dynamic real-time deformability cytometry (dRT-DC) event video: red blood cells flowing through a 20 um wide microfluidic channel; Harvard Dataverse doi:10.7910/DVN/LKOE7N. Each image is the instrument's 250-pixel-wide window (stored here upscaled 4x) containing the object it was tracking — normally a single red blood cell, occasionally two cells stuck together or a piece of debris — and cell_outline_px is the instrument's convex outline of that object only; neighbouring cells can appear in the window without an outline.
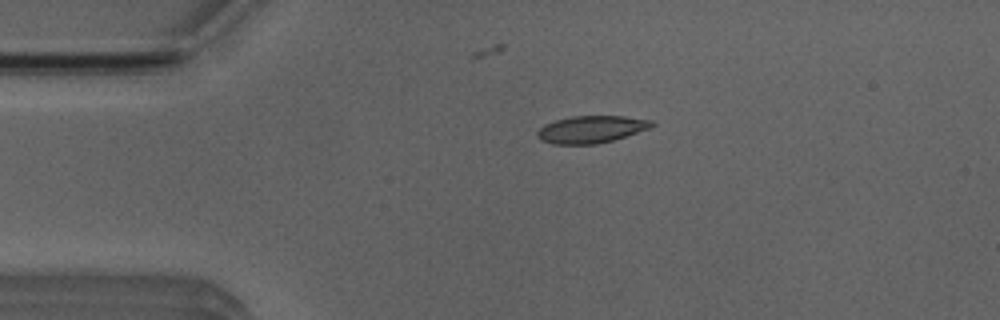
{"species": "Egyptian fruit bat (a non-hibernating species)", "species_latin": "Rousettus aegyptiacus", "temperature_condition": "room temperature", "stored_images_in_passage": 4, "camera_frame_rate_fps": 3000, "um_per_image_px": 0.085, "animal": {"sex": "male"}, "frame": {"image": 1, "passage_image": 3, "time_ms": 2.333, "image_size_px": [1000, 320], "cell_outline_px": [[656, 124], [648, 128], [612, 140], [596, 144], [552, 144], [536, 136], [536, 132], [544, 124], [556, 120], [572, 116], [624, 116], [652, 120]], "centroid_in_image_um": [50.23, 10.98], "position_along_channel_um": 34.8, "area_um2": 17.92}}